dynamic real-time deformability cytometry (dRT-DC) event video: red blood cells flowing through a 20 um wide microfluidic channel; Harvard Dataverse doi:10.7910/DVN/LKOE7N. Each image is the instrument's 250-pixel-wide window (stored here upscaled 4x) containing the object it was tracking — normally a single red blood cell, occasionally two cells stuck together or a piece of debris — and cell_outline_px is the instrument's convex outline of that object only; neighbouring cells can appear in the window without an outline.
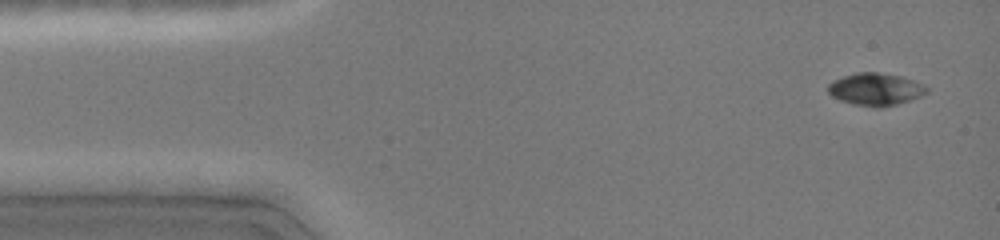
{"species": "common noctule bat (a hibernating species)", "species_latin": "Nyctalus noctula", "temperature_condition": "cold", "stored_images_in_passage": 14, "camera_frame_rate_fps": 3000, "um_per_image_px": 0.085, "animal": {"sex": "female", "body_mass_g": 19.0, "forearm_length_mm": 51.5}, "frame": {"image": 1, "passage_image": 1, "time_ms": 0.0, "image_size_px": [1000, 240], "cell_outline_px": [[928, 92], [920, 96], [896, 104], [880, 108], [856, 104], [840, 100], [832, 96], [828, 92], [828, 84], [844, 76], [856, 72], [876, 72], [904, 76], [924, 84], [928, 88]], "centroid_in_image_um": [74.45, 7.57], "position_along_channel_um": 10.5, "area_um2": 18.5}}
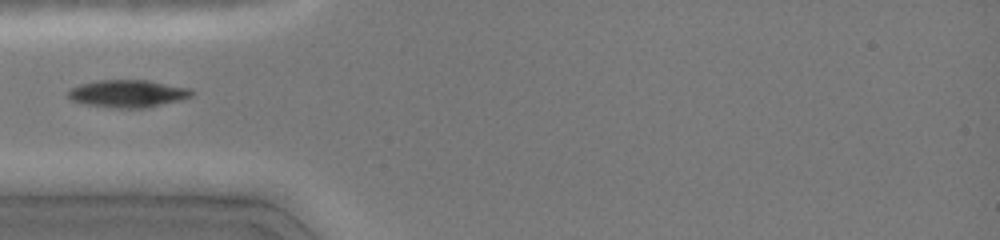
{"frame": {"image": 2, "passage_image": 11, "time_ms": 4.0, "image_size_px": [1000, 240], "cell_outline_px": [[196, 92], [192, 96], [180, 100], [148, 108], [112, 108], [84, 104], [72, 100], [64, 92], [80, 84], [100, 80], [148, 80], [188, 88]], "centroid_in_image_um": [10.85, 7.96], "position_along_channel_um": 74.1, "area_um2": 19.94}}
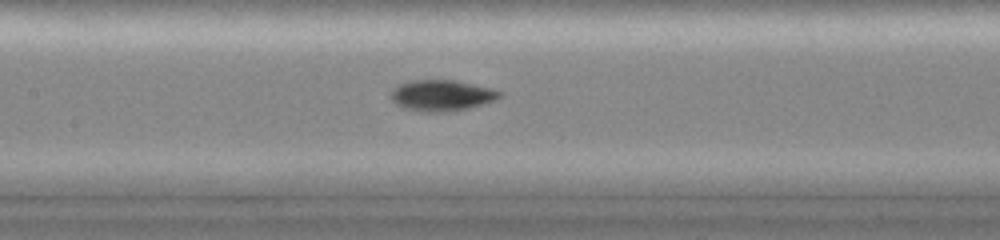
{"frame": {"image": 3, "passage_image": 14, "time_ms": 6.333, "image_size_px": [1000, 240], "cell_outline_px": [[504, 92], [496, 100], [468, 108], [448, 112], [424, 112], [404, 108], [396, 104], [392, 100], [392, 92], [400, 84], [412, 80], [452, 80], [492, 88]], "centroid_in_image_um": [37.58, 8.12], "position_along_channel_um": 169.8, "area_um2": 19.48}}